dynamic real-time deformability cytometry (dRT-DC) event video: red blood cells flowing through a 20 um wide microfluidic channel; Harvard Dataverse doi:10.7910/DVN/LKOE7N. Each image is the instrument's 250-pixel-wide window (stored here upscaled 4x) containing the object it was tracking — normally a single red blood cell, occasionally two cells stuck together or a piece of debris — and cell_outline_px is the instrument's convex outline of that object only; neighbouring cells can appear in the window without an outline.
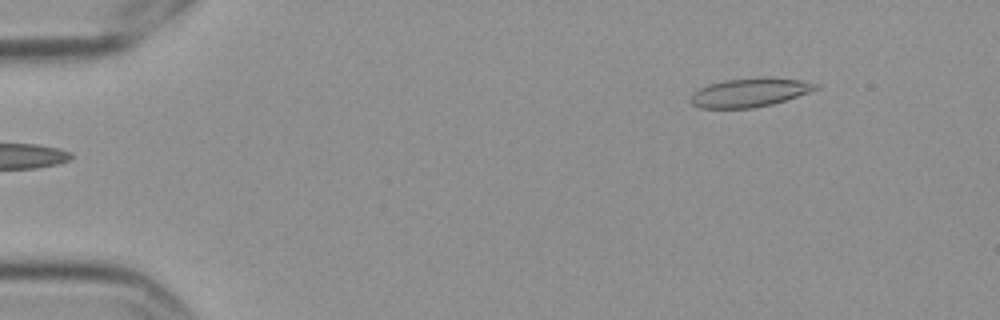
{"species": "Egyptian fruit bat (a non-hibernating species)", "species_latin": "Rousettus aegyptiacus", "temperature_condition": "cold", "stored_images_in_passage": 6, "segment_of_instrument_passage": [2, 2], "camera_frame_rate_fps": 3000, "um_per_image_px": 0.085, "frame": {"image": 1, "passage_image": 6, "time_ms": 1.667, "image_size_px": [1000, 320], "cell_outline_px": [[820, 88], [772, 104], [752, 108], [700, 108], [692, 104], [688, 100], [692, 92], [708, 84], [724, 80], [760, 76], [772, 76], [800, 80], [820, 84]], "centroid_in_image_um": [63.7, 7.84], "position_along_channel_um": 21.3, "area_um2": 21.33}}